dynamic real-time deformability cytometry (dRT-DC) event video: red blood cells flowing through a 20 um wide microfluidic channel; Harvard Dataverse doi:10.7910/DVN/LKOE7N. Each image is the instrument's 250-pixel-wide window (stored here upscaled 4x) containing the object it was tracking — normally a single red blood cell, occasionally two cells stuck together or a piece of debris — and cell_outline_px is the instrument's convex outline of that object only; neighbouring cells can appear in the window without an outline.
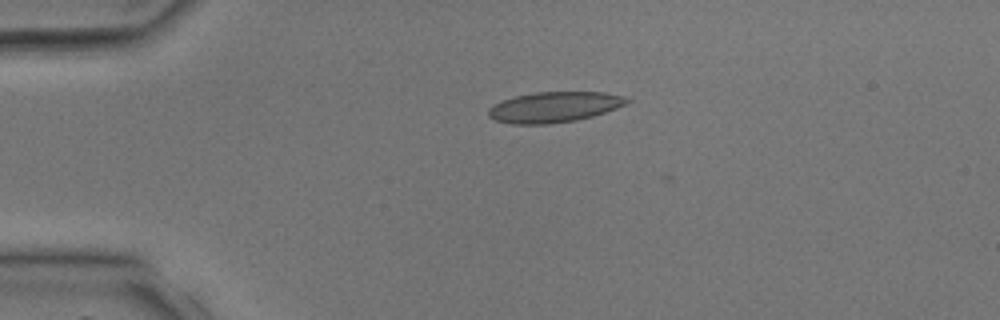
{"species": "common noctule bat (a hibernating species)", "species_latin": "Nyctalus noctula", "temperature_condition": "room temperature", "stored_images_in_passage": 3, "camera_frame_rate_fps": 3000, "um_per_image_px": 0.085, "animal": {"sex": "male", "body_mass_g": 17.9, "forearm_length_mm": 54.2}, "frame": {"image": 1, "passage_image": 3, "time_ms": 2.667, "image_size_px": [1000, 320], "cell_outline_px": [[632, 100], [628, 104], [592, 116], [576, 120], [548, 124], [512, 124], [496, 120], [488, 116], [488, 108], [492, 104], [516, 96], [536, 92], [604, 92], [620, 96]], "centroid_in_image_um": [47.09, 9.1], "position_along_channel_um": 37.9, "area_um2": 24.51}}